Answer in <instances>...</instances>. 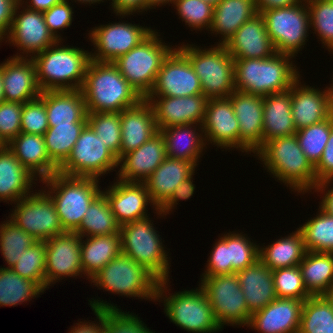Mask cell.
I'll use <instances>...</instances> for the list:
<instances>
[{
	"label": "cell",
	"instance_id": "cell-1",
	"mask_svg": "<svg viewBox=\"0 0 333 333\" xmlns=\"http://www.w3.org/2000/svg\"><path fill=\"white\" fill-rule=\"evenodd\" d=\"M255 155L276 181L292 191L305 194L316 187L315 167L300 148L296 134L269 140Z\"/></svg>",
	"mask_w": 333,
	"mask_h": 333
},
{
	"label": "cell",
	"instance_id": "cell-2",
	"mask_svg": "<svg viewBox=\"0 0 333 333\" xmlns=\"http://www.w3.org/2000/svg\"><path fill=\"white\" fill-rule=\"evenodd\" d=\"M81 90L87 113H121L143 99L112 62L90 60Z\"/></svg>",
	"mask_w": 333,
	"mask_h": 333
},
{
	"label": "cell",
	"instance_id": "cell-3",
	"mask_svg": "<svg viewBox=\"0 0 333 333\" xmlns=\"http://www.w3.org/2000/svg\"><path fill=\"white\" fill-rule=\"evenodd\" d=\"M293 62L292 56L281 53L266 59H234L235 90L260 96L288 91L301 75Z\"/></svg>",
	"mask_w": 333,
	"mask_h": 333
},
{
	"label": "cell",
	"instance_id": "cell-4",
	"mask_svg": "<svg viewBox=\"0 0 333 333\" xmlns=\"http://www.w3.org/2000/svg\"><path fill=\"white\" fill-rule=\"evenodd\" d=\"M61 40L31 57L42 91L81 89L90 52L83 48L62 45ZM62 45V46H61Z\"/></svg>",
	"mask_w": 333,
	"mask_h": 333
},
{
	"label": "cell",
	"instance_id": "cell-5",
	"mask_svg": "<svg viewBox=\"0 0 333 333\" xmlns=\"http://www.w3.org/2000/svg\"><path fill=\"white\" fill-rule=\"evenodd\" d=\"M99 180L55 173L40 181L46 184L44 191L53 200L64 231L75 232L79 228L90 204L102 193Z\"/></svg>",
	"mask_w": 333,
	"mask_h": 333
},
{
	"label": "cell",
	"instance_id": "cell-6",
	"mask_svg": "<svg viewBox=\"0 0 333 333\" xmlns=\"http://www.w3.org/2000/svg\"><path fill=\"white\" fill-rule=\"evenodd\" d=\"M169 281H159L156 302L159 300L164 304V313L172 323L190 333H216L222 330L200 285L195 290L185 289L171 294L166 293L170 290Z\"/></svg>",
	"mask_w": 333,
	"mask_h": 333
},
{
	"label": "cell",
	"instance_id": "cell-7",
	"mask_svg": "<svg viewBox=\"0 0 333 333\" xmlns=\"http://www.w3.org/2000/svg\"><path fill=\"white\" fill-rule=\"evenodd\" d=\"M181 45L177 48L191 63L207 99L228 98L235 91L234 58L224 45L204 49L194 44Z\"/></svg>",
	"mask_w": 333,
	"mask_h": 333
},
{
	"label": "cell",
	"instance_id": "cell-8",
	"mask_svg": "<svg viewBox=\"0 0 333 333\" xmlns=\"http://www.w3.org/2000/svg\"><path fill=\"white\" fill-rule=\"evenodd\" d=\"M152 221L148 214L120 226L122 254L144 266L159 281L167 280L170 279L171 258Z\"/></svg>",
	"mask_w": 333,
	"mask_h": 333
},
{
	"label": "cell",
	"instance_id": "cell-9",
	"mask_svg": "<svg viewBox=\"0 0 333 333\" xmlns=\"http://www.w3.org/2000/svg\"><path fill=\"white\" fill-rule=\"evenodd\" d=\"M158 33L154 30L138 46L113 62L143 99L150 94L164 59L174 49L172 45L163 42Z\"/></svg>",
	"mask_w": 333,
	"mask_h": 333
},
{
	"label": "cell",
	"instance_id": "cell-10",
	"mask_svg": "<svg viewBox=\"0 0 333 333\" xmlns=\"http://www.w3.org/2000/svg\"><path fill=\"white\" fill-rule=\"evenodd\" d=\"M90 281L98 289L115 295L156 302L159 280L144 266L122 253L106 264Z\"/></svg>",
	"mask_w": 333,
	"mask_h": 333
},
{
	"label": "cell",
	"instance_id": "cell-11",
	"mask_svg": "<svg viewBox=\"0 0 333 333\" xmlns=\"http://www.w3.org/2000/svg\"><path fill=\"white\" fill-rule=\"evenodd\" d=\"M260 14L276 52L295 59L309 36L310 16L306 0L288 7L265 10Z\"/></svg>",
	"mask_w": 333,
	"mask_h": 333
},
{
	"label": "cell",
	"instance_id": "cell-12",
	"mask_svg": "<svg viewBox=\"0 0 333 333\" xmlns=\"http://www.w3.org/2000/svg\"><path fill=\"white\" fill-rule=\"evenodd\" d=\"M201 277L199 285L204 290L220 327H247L252 314L248 310L237 274Z\"/></svg>",
	"mask_w": 333,
	"mask_h": 333
},
{
	"label": "cell",
	"instance_id": "cell-13",
	"mask_svg": "<svg viewBox=\"0 0 333 333\" xmlns=\"http://www.w3.org/2000/svg\"><path fill=\"white\" fill-rule=\"evenodd\" d=\"M115 168H119L117 157L87 124L74 144L70 156L58 168V173L100 179L112 170L116 171Z\"/></svg>",
	"mask_w": 333,
	"mask_h": 333
},
{
	"label": "cell",
	"instance_id": "cell-14",
	"mask_svg": "<svg viewBox=\"0 0 333 333\" xmlns=\"http://www.w3.org/2000/svg\"><path fill=\"white\" fill-rule=\"evenodd\" d=\"M9 218L37 241H46L62 234L56 206L43 189L21 198Z\"/></svg>",
	"mask_w": 333,
	"mask_h": 333
},
{
	"label": "cell",
	"instance_id": "cell-15",
	"mask_svg": "<svg viewBox=\"0 0 333 333\" xmlns=\"http://www.w3.org/2000/svg\"><path fill=\"white\" fill-rule=\"evenodd\" d=\"M140 24L114 22L93 27L88 38L93 43L95 51L90 53V59L96 62H114L118 57L138 46L154 30Z\"/></svg>",
	"mask_w": 333,
	"mask_h": 333
},
{
	"label": "cell",
	"instance_id": "cell-16",
	"mask_svg": "<svg viewBox=\"0 0 333 333\" xmlns=\"http://www.w3.org/2000/svg\"><path fill=\"white\" fill-rule=\"evenodd\" d=\"M21 7L22 11H19ZM4 40L19 49V53L13 54L16 58H31L57 41L48 30L43 12L30 10L20 2L15 8L11 28Z\"/></svg>",
	"mask_w": 333,
	"mask_h": 333
},
{
	"label": "cell",
	"instance_id": "cell-17",
	"mask_svg": "<svg viewBox=\"0 0 333 333\" xmlns=\"http://www.w3.org/2000/svg\"><path fill=\"white\" fill-rule=\"evenodd\" d=\"M164 59L154 86L147 97L203 95L200 80L188 58L177 48Z\"/></svg>",
	"mask_w": 333,
	"mask_h": 333
},
{
	"label": "cell",
	"instance_id": "cell-18",
	"mask_svg": "<svg viewBox=\"0 0 333 333\" xmlns=\"http://www.w3.org/2000/svg\"><path fill=\"white\" fill-rule=\"evenodd\" d=\"M46 290L59 280L83 277L81 266V236L65 231L45 241ZM58 280V281H57ZM52 284V285H51Z\"/></svg>",
	"mask_w": 333,
	"mask_h": 333
},
{
	"label": "cell",
	"instance_id": "cell-19",
	"mask_svg": "<svg viewBox=\"0 0 333 333\" xmlns=\"http://www.w3.org/2000/svg\"><path fill=\"white\" fill-rule=\"evenodd\" d=\"M228 98L239 123V151L255 153L263 145V96L235 90Z\"/></svg>",
	"mask_w": 333,
	"mask_h": 333
},
{
	"label": "cell",
	"instance_id": "cell-20",
	"mask_svg": "<svg viewBox=\"0 0 333 333\" xmlns=\"http://www.w3.org/2000/svg\"><path fill=\"white\" fill-rule=\"evenodd\" d=\"M145 99L153 109L158 131L170 126L203 124L208 100L204 95Z\"/></svg>",
	"mask_w": 333,
	"mask_h": 333
},
{
	"label": "cell",
	"instance_id": "cell-21",
	"mask_svg": "<svg viewBox=\"0 0 333 333\" xmlns=\"http://www.w3.org/2000/svg\"><path fill=\"white\" fill-rule=\"evenodd\" d=\"M229 98L208 99L202 124L206 144L239 150V125ZM208 142V143H207ZM210 142V143H209Z\"/></svg>",
	"mask_w": 333,
	"mask_h": 333
},
{
	"label": "cell",
	"instance_id": "cell-22",
	"mask_svg": "<svg viewBox=\"0 0 333 333\" xmlns=\"http://www.w3.org/2000/svg\"><path fill=\"white\" fill-rule=\"evenodd\" d=\"M102 193L107 198L114 213L117 223L121 226L136 219L148 216V204L157 207L152 202L145 183L126 182L120 179L103 189Z\"/></svg>",
	"mask_w": 333,
	"mask_h": 333
},
{
	"label": "cell",
	"instance_id": "cell-23",
	"mask_svg": "<svg viewBox=\"0 0 333 333\" xmlns=\"http://www.w3.org/2000/svg\"><path fill=\"white\" fill-rule=\"evenodd\" d=\"M166 158L165 141L159 131L139 148L126 153L118 160L120 168L116 173L117 179L144 183Z\"/></svg>",
	"mask_w": 333,
	"mask_h": 333
},
{
	"label": "cell",
	"instance_id": "cell-24",
	"mask_svg": "<svg viewBox=\"0 0 333 333\" xmlns=\"http://www.w3.org/2000/svg\"><path fill=\"white\" fill-rule=\"evenodd\" d=\"M304 301L276 298L251 315L248 327L259 333H298Z\"/></svg>",
	"mask_w": 333,
	"mask_h": 333
},
{
	"label": "cell",
	"instance_id": "cell-25",
	"mask_svg": "<svg viewBox=\"0 0 333 333\" xmlns=\"http://www.w3.org/2000/svg\"><path fill=\"white\" fill-rule=\"evenodd\" d=\"M224 46L234 59H266L277 53L259 13L246 21Z\"/></svg>",
	"mask_w": 333,
	"mask_h": 333
},
{
	"label": "cell",
	"instance_id": "cell-26",
	"mask_svg": "<svg viewBox=\"0 0 333 333\" xmlns=\"http://www.w3.org/2000/svg\"><path fill=\"white\" fill-rule=\"evenodd\" d=\"M5 101L26 103L38 98L39 86L35 64L31 58L10 57L0 64Z\"/></svg>",
	"mask_w": 333,
	"mask_h": 333
},
{
	"label": "cell",
	"instance_id": "cell-27",
	"mask_svg": "<svg viewBox=\"0 0 333 333\" xmlns=\"http://www.w3.org/2000/svg\"><path fill=\"white\" fill-rule=\"evenodd\" d=\"M301 77L291 86V109L296 131L320 123L332 115L327 89L302 84Z\"/></svg>",
	"mask_w": 333,
	"mask_h": 333
},
{
	"label": "cell",
	"instance_id": "cell-28",
	"mask_svg": "<svg viewBox=\"0 0 333 333\" xmlns=\"http://www.w3.org/2000/svg\"><path fill=\"white\" fill-rule=\"evenodd\" d=\"M121 148L120 158L139 148L159 131L150 103L142 99L138 104L120 113Z\"/></svg>",
	"mask_w": 333,
	"mask_h": 333
},
{
	"label": "cell",
	"instance_id": "cell-29",
	"mask_svg": "<svg viewBox=\"0 0 333 333\" xmlns=\"http://www.w3.org/2000/svg\"><path fill=\"white\" fill-rule=\"evenodd\" d=\"M196 168L193 162L167 157L144 182L154 205L160 208Z\"/></svg>",
	"mask_w": 333,
	"mask_h": 333
},
{
	"label": "cell",
	"instance_id": "cell-30",
	"mask_svg": "<svg viewBox=\"0 0 333 333\" xmlns=\"http://www.w3.org/2000/svg\"><path fill=\"white\" fill-rule=\"evenodd\" d=\"M8 148L39 181L58 173V167L48 156L43 135L19 133L8 143Z\"/></svg>",
	"mask_w": 333,
	"mask_h": 333
},
{
	"label": "cell",
	"instance_id": "cell-31",
	"mask_svg": "<svg viewBox=\"0 0 333 333\" xmlns=\"http://www.w3.org/2000/svg\"><path fill=\"white\" fill-rule=\"evenodd\" d=\"M34 180L39 179L18 161L8 147L0 150V202L14 205L30 195L33 184H36Z\"/></svg>",
	"mask_w": 333,
	"mask_h": 333
},
{
	"label": "cell",
	"instance_id": "cell-32",
	"mask_svg": "<svg viewBox=\"0 0 333 333\" xmlns=\"http://www.w3.org/2000/svg\"><path fill=\"white\" fill-rule=\"evenodd\" d=\"M236 274L251 314L263 309L277 298L272 270L260 260Z\"/></svg>",
	"mask_w": 333,
	"mask_h": 333
},
{
	"label": "cell",
	"instance_id": "cell-33",
	"mask_svg": "<svg viewBox=\"0 0 333 333\" xmlns=\"http://www.w3.org/2000/svg\"><path fill=\"white\" fill-rule=\"evenodd\" d=\"M49 127L87 121V108L81 89L42 91Z\"/></svg>",
	"mask_w": 333,
	"mask_h": 333
},
{
	"label": "cell",
	"instance_id": "cell-34",
	"mask_svg": "<svg viewBox=\"0 0 333 333\" xmlns=\"http://www.w3.org/2000/svg\"><path fill=\"white\" fill-rule=\"evenodd\" d=\"M160 132L165 141L167 157L199 165V158L202 157V152L207 148L201 124L170 126L160 130Z\"/></svg>",
	"mask_w": 333,
	"mask_h": 333
},
{
	"label": "cell",
	"instance_id": "cell-35",
	"mask_svg": "<svg viewBox=\"0 0 333 333\" xmlns=\"http://www.w3.org/2000/svg\"><path fill=\"white\" fill-rule=\"evenodd\" d=\"M295 133L291 87L282 93L263 96V144L274 138L291 136Z\"/></svg>",
	"mask_w": 333,
	"mask_h": 333
},
{
	"label": "cell",
	"instance_id": "cell-36",
	"mask_svg": "<svg viewBox=\"0 0 333 333\" xmlns=\"http://www.w3.org/2000/svg\"><path fill=\"white\" fill-rule=\"evenodd\" d=\"M255 0H221L214 6L211 34L221 36L217 44L224 45L248 20L257 15Z\"/></svg>",
	"mask_w": 333,
	"mask_h": 333
},
{
	"label": "cell",
	"instance_id": "cell-37",
	"mask_svg": "<svg viewBox=\"0 0 333 333\" xmlns=\"http://www.w3.org/2000/svg\"><path fill=\"white\" fill-rule=\"evenodd\" d=\"M81 237V266L90 280L106 264L122 253L120 232L111 235Z\"/></svg>",
	"mask_w": 333,
	"mask_h": 333
},
{
	"label": "cell",
	"instance_id": "cell-38",
	"mask_svg": "<svg viewBox=\"0 0 333 333\" xmlns=\"http://www.w3.org/2000/svg\"><path fill=\"white\" fill-rule=\"evenodd\" d=\"M298 266L304 286L311 296L333 292V253L306 251Z\"/></svg>",
	"mask_w": 333,
	"mask_h": 333
},
{
	"label": "cell",
	"instance_id": "cell-39",
	"mask_svg": "<svg viewBox=\"0 0 333 333\" xmlns=\"http://www.w3.org/2000/svg\"><path fill=\"white\" fill-rule=\"evenodd\" d=\"M297 230L272 244L259 247V260L270 270L295 267L300 264L306 253L304 238Z\"/></svg>",
	"mask_w": 333,
	"mask_h": 333
},
{
	"label": "cell",
	"instance_id": "cell-40",
	"mask_svg": "<svg viewBox=\"0 0 333 333\" xmlns=\"http://www.w3.org/2000/svg\"><path fill=\"white\" fill-rule=\"evenodd\" d=\"M75 232L81 237L111 235L120 232V225L103 193L90 204L82 223Z\"/></svg>",
	"mask_w": 333,
	"mask_h": 333
},
{
	"label": "cell",
	"instance_id": "cell-41",
	"mask_svg": "<svg viewBox=\"0 0 333 333\" xmlns=\"http://www.w3.org/2000/svg\"><path fill=\"white\" fill-rule=\"evenodd\" d=\"M298 333H333V299L329 295L304 301Z\"/></svg>",
	"mask_w": 333,
	"mask_h": 333
},
{
	"label": "cell",
	"instance_id": "cell-42",
	"mask_svg": "<svg viewBox=\"0 0 333 333\" xmlns=\"http://www.w3.org/2000/svg\"><path fill=\"white\" fill-rule=\"evenodd\" d=\"M44 292L35 281L21 277L11 268L0 267V307L29 302Z\"/></svg>",
	"mask_w": 333,
	"mask_h": 333
},
{
	"label": "cell",
	"instance_id": "cell-43",
	"mask_svg": "<svg viewBox=\"0 0 333 333\" xmlns=\"http://www.w3.org/2000/svg\"><path fill=\"white\" fill-rule=\"evenodd\" d=\"M87 121L49 127L44 140L50 160L59 168L70 156Z\"/></svg>",
	"mask_w": 333,
	"mask_h": 333
},
{
	"label": "cell",
	"instance_id": "cell-44",
	"mask_svg": "<svg viewBox=\"0 0 333 333\" xmlns=\"http://www.w3.org/2000/svg\"><path fill=\"white\" fill-rule=\"evenodd\" d=\"M306 251L333 253V216L320 207L315 217L298 228Z\"/></svg>",
	"mask_w": 333,
	"mask_h": 333
},
{
	"label": "cell",
	"instance_id": "cell-45",
	"mask_svg": "<svg viewBox=\"0 0 333 333\" xmlns=\"http://www.w3.org/2000/svg\"><path fill=\"white\" fill-rule=\"evenodd\" d=\"M92 300H88L91 308L105 309V333H155L147 328L140 317L129 311L124 312L117 304L107 303L103 299Z\"/></svg>",
	"mask_w": 333,
	"mask_h": 333
},
{
	"label": "cell",
	"instance_id": "cell-46",
	"mask_svg": "<svg viewBox=\"0 0 333 333\" xmlns=\"http://www.w3.org/2000/svg\"><path fill=\"white\" fill-rule=\"evenodd\" d=\"M36 242L37 240L10 218H6L2 224L0 223V253L8 265L5 268H12L22 256L23 251Z\"/></svg>",
	"mask_w": 333,
	"mask_h": 333
},
{
	"label": "cell",
	"instance_id": "cell-47",
	"mask_svg": "<svg viewBox=\"0 0 333 333\" xmlns=\"http://www.w3.org/2000/svg\"><path fill=\"white\" fill-rule=\"evenodd\" d=\"M332 125L333 115L320 123L302 128L295 133L300 148L314 167L321 159Z\"/></svg>",
	"mask_w": 333,
	"mask_h": 333
},
{
	"label": "cell",
	"instance_id": "cell-48",
	"mask_svg": "<svg viewBox=\"0 0 333 333\" xmlns=\"http://www.w3.org/2000/svg\"><path fill=\"white\" fill-rule=\"evenodd\" d=\"M87 124L103 144L120 159L121 121L119 112L87 113Z\"/></svg>",
	"mask_w": 333,
	"mask_h": 333
},
{
	"label": "cell",
	"instance_id": "cell-49",
	"mask_svg": "<svg viewBox=\"0 0 333 333\" xmlns=\"http://www.w3.org/2000/svg\"><path fill=\"white\" fill-rule=\"evenodd\" d=\"M46 245L45 241H37L23 251L22 256L11 268L21 277L35 281L46 291Z\"/></svg>",
	"mask_w": 333,
	"mask_h": 333
},
{
	"label": "cell",
	"instance_id": "cell-50",
	"mask_svg": "<svg viewBox=\"0 0 333 333\" xmlns=\"http://www.w3.org/2000/svg\"><path fill=\"white\" fill-rule=\"evenodd\" d=\"M306 3L312 33L333 54V0H306Z\"/></svg>",
	"mask_w": 333,
	"mask_h": 333
},
{
	"label": "cell",
	"instance_id": "cell-51",
	"mask_svg": "<svg viewBox=\"0 0 333 333\" xmlns=\"http://www.w3.org/2000/svg\"><path fill=\"white\" fill-rule=\"evenodd\" d=\"M172 6L179 19L193 30L209 31L213 22L214 6L203 0H174Z\"/></svg>",
	"mask_w": 333,
	"mask_h": 333
},
{
	"label": "cell",
	"instance_id": "cell-52",
	"mask_svg": "<svg viewBox=\"0 0 333 333\" xmlns=\"http://www.w3.org/2000/svg\"><path fill=\"white\" fill-rule=\"evenodd\" d=\"M247 234L228 233V255L232 264V274L237 273L259 260V244L252 242Z\"/></svg>",
	"mask_w": 333,
	"mask_h": 333
},
{
	"label": "cell",
	"instance_id": "cell-53",
	"mask_svg": "<svg viewBox=\"0 0 333 333\" xmlns=\"http://www.w3.org/2000/svg\"><path fill=\"white\" fill-rule=\"evenodd\" d=\"M277 298H295L307 300V292L299 266L279 268L272 271Z\"/></svg>",
	"mask_w": 333,
	"mask_h": 333
},
{
	"label": "cell",
	"instance_id": "cell-54",
	"mask_svg": "<svg viewBox=\"0 0 333 333\" xmlns=\"http://www.w3.org/2000/svg\"><path fill=\"white\" fill-rule=\"evenodd\" d=\"M49 128L44 101L38 97L23 104L21 133L44 135Z\"/></svg>",
	"mask_w": 333,
	"mask_h": 333
},
{
	"label": "cell",
	"instance_id": "cell-55",
	"mask_svg": "<svg viewBox=\"0 0 333 333\" xmlns=\"http://www.w3.org/2000/svg\"><path fill=\"white\" fill-rule=\"evenodd\" d=\"M23 104L4 101L0 103V136L8 144L21 133V114Z\"/></svg>",
	"mask_w": 333,
	"mask_h": 333
},
{
	"label": "cell",
	"instance_id": "cell-56",
	"mask_svg": "<svg viewBox=\"0 0 333 333\" xmlns=\"http://www.w3.org/2000/svg\"><path fill=\"white\" fill-rule=\"evenodd\" d=\"M71 4L68 0H61L43 12L48 30L57 41H63L62 36L58 34L59 30L62 31L72 25L74 11Z\"/></svg>",
	"mask_w": 333,
	"mask_h": 333
},
{
	"label": "cell",
	"instance_id": "cell-57",
	"mask_svg": "<svg viewBox=\"0 0 333 333\" xmlns=\"http://www.w3.org/2000/svg\"><path fill=\"white\" fill-rule=\"evenodd\" d=\"M206 269L201 276L232 274V264L228 255V233H225L213 244Z\"/></svg>",
	"mask_w": 333,
	"mask_h": 333
},
{
	"label": "cell",
	"instance_id": "cell-58",
	"mask_svg": "<svg viewBox=\"0 0 333 333\" xmlns=\"http://www.w3.org/2000/svg\"><path fill=\"white\" fill-rule=\"evenodd\" d=\"M193 175L195 174L193 173L178 184L171 197L160 208L155 210L156 215H159L160 218H164V216L170 214L171 211L173 212L172 209H175L174 206L178 205L177 202L180 200L186 201L193 196L196 188L195 184H193Z\"/></svg>",
	"mask_w": 333,
	"mask_h": 333
},
{
	"label": "cell",
	"instance_id": "cell-59",
	"mask_svg": "<svg viewBox=\"0 0 333 333\" xmlns=\"http://www.w3.org/2000/svg\"><path fill=\"white\" fill-rule=\"evenodd\" d=\"M316 184L333 178V125L321 159L315 166Z\"/></svg>",
	"mask_w": 333,
	"mask_h": 333
},
{
	"label": "cell",
	"instance_id": "cell-60",
	"mask_svg": "<svg viewBox=\"0 0 333 333\" xmlns=\"http://www.w3.org/2000/svg\"><path fill=\"white\" fill-rule=\"evenodd\" d=\"M110 6L115 16L123 19L136 13L143 14L146 11V0H112Z\"/></svg>",
	"mask_w": 333,
	"mask_h": 333
},
{
	"label": "cell",
	"instance_id": "cell-61",
	"mask_svg": "<svg viewBox=\"0 0 333 333\" xmlns=\"http://www.w3.org/2000/svg\"><path fill=\"white\" fill-rule=\"evenodd\" d=\"M92 311L99 322L80 321L77 325L74 324L68 333H105V309L92 308Z\"/></svg>",
	"mask_w": 333,
	"mask_h": 333
},
{
	"label": "cell",
	"instance_id": "cell-62",
	"mask_svg": "<svg viewBox=\"0 0 333 333\" xmlns=\"http://www.w3.org/2000/svg\"><path fill=\"white\" fill-rule=\"evenodd\" d=\"M20 0H0V43L9 32L14 11ZM3 40V41H2Z\"/></svg>",
	"mask_w": 333,
	"mask_h": 333
},
{
	"label": "cell",
	"instance_id": "cell-63",
	"mask_svg": "<svg viewBox=\"0 0 333 333\" xmlns=\"http://www.w3.org/2000/svg\"><path fill=\"white\" fill-rule=\"evenodd\" d=\"M331 185L333 186V178L318 182L313 191L317 192V194L318 192L322 193L323 196H321L322 200L319 203V207L327 214L333 216V187Z\"/></svg>",
	"mask_w": 333,
	"mask_h": 333
},
{
	"label": "cell",
	"instance_id": "cell-64",
	"mask_svg": "<svg viewBox=\"0 0 333 333\" xmlns=\"http://www.w3.org/2000/svg\"><path fill=\"white\" fill-rule=\"evenodd\" d=\"M304 0H255L257 13L274 8L288 7L303 2Z\"/></svg>",
	"mask_w": 333,
	"mask_h": 333
},
{
	"label": "cell",
	"instance_id": "cell-65",
	"mask_svg": "<svg viewBox=\"0 0 333 333\" xmlns=\"http://www.w3.org/2000/svg\"><path fill=\"white\" fill-rule=\"evenodd\" d=\"M61 0H20L22 5L26 8L34 11L44 12L50 9L52 6L59 3ZM30 3V4H29Z\"/></svg>",
	"mask_w": 333,
	"mask_h": 333
},
{
	"label": "cell",
	"instance_id": "cell-66",
	"mask_svg": "<svg viewBox=\"0 0 333 333\" xmlns=\"http://www.w3.org/2000/svg\"><path fill=\"white\" fill-rule=\"evenodd\" d=\"M174 0H146V12L150 9H155L157 6H166L167 4H173Z\"/></svg>",
	"mask_w": 333,
	"mask_h": 333
},
{
	"label": "cell",
	"instance_id": "cell-67",
	"mask_svg": "<svg viewBox=\"0 0 333 333\" xmlns=\"http://www.w3.org/2000/svg\"><path fill=\"white\" fill-rule=\"evenodd\" d=\"M333 79V78H332ZM332 84L328 87H325L327 89V93H328V101H329V109L331 114L333 115V80Z\"/></svg>",
	"mask_w": 333,
	"mask_h": 333
},
{
	"label": "cell",
	"instance_id": "cell-68",
	"mask_svg": "<svg viewBox=\"0 0 333 333\" xmlns=\"http://www.w3.org/2000/svg\"><path fill=\"white\" fill-rule=\"evenodd\" d=\"M4 101H5L4 84L2 79V67L0 66V103H3Z\"/></svg>",
	"mask_w": 333,
	"mask_h": 333
},
{
	"label": "cell",
	"instance_id": "cell-69",
	"mask_svg": "<svg viewBox=\"0 0 333 333\" xmlns=\"http://www.w3.org/2000/svg\"><path fill=\"white\" fill-rule=\"evenodd\" d=\"M68 1H69V0H68ZM71 1H72V0H71ZM73 1H75V3H76V2H78V3H80V4L83 3V4H85V5L88 3L89 6H90L91 4H95V3H96V4H97V3L100 4L101 2H105L104 0H73ZM106 1H107V0H106ZM108 1H109V0H108Z\"/></svg>",
	"mask_w": 333,
	"mask_h": 333
},
{
	"label": "cell",
	"instance_id": "cell-70",
	"mask_svg": "<svg viewBox=\"0 0 333 333\" xmlns=\"http://www.w3.org/2000/svg\"><path fill=\"white\" fill-rule=\"evenodd\" d=\"M8 147V144L0 136V150Z\"/></svg>",
	"mask_w": 333,
	"mask_h": 333
},
{
	"label": "cell",
	"instance_id": "cell-71",
	"mask_svg": "<svg viewBox=\"0 0 333 333\" xmlns=\"http://www.w3.org/2000/svg\"><path fill=\"white\" fill-rule=\"evenodd\" d=\"M205 2L210 3L211 5L215 6L217 5L221 0H203Z\"/></svg>",
	"mask_w": 333,
	"mask_h": 333
},
{
	"label": "cell",
	"instance_id": "cell-72",
	"mask_svg": "<svg viewBox=\"0 0 333 333\" xmlns=\"http://www.w3.org/2000/svg\"><path fill=\"white\" fill-rule=\"evenodd\" d=\"M329 296L333 299V292Z\"/></svg>",
	"mask_w": 333,
	"mask_h": 333
}]
</instances>
